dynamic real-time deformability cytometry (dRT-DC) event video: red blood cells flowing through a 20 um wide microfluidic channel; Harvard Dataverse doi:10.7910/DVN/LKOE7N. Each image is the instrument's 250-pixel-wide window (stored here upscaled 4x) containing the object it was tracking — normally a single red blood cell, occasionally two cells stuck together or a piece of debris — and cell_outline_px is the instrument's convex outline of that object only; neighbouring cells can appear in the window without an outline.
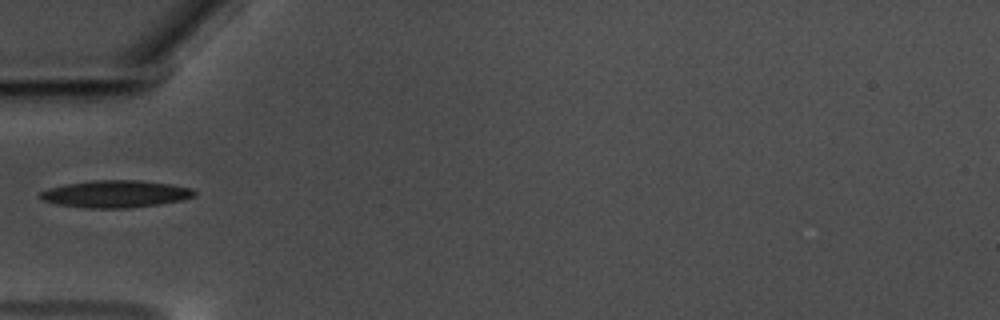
{"species": "common noctule bat (a hibernating species)", "species_latin": "Nyctalus noctula", "temperature_condition": "warm", "stored_images_in_passage": 39, "camera_frame_rate_fps": 3000, "um_per_image_px": 0.085, "animal": {"sex": "male", "body_mass_g": 17.5, "forearm_length_mm": 52.3}, "frame": {"image": 1, "passage_image": 1, "time_ms": 0.0, "image_size_px": [1000, 320], "cell_outline_px": [[196, 196], [180, 200], [156, 204], [128, 208], [84, 208], [56, 204], [44, 200], [40, 196], [40, 192], [48, 188], [64, 184], [92, 180], [140, 180], [168, 184], [192, 188], [196, 192]], "centroid_in_image_um": [9.8, 16.48], "position_along_channel_um": 75.2, "area_um2": 24.33}}
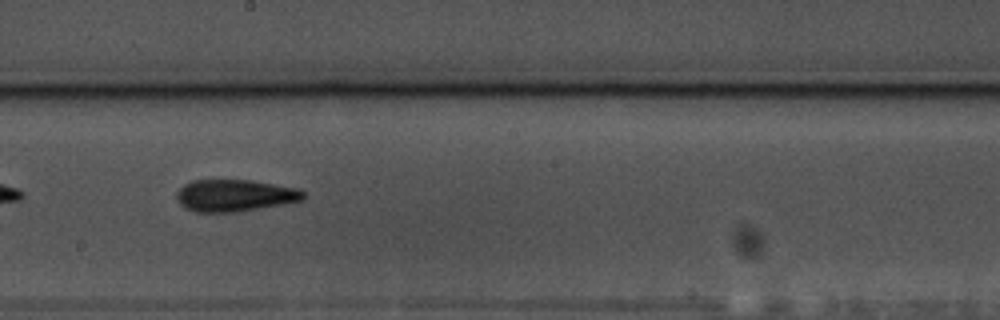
{"frame": {"image": 2, "passage_image": 14, "time_ms": 4.333, "image_size_px": [1000, 320], "cell_outline_px": [[308, 196], [304, 200], [284, 204], [236, 212], [196, 212], [184, 208], [180, 204], [176, 196], [176, 192], [184, 184], [192, 180], [248, 180], [296, 188], [304, 192]], "centroid_in_image_um": [19.95, 16.62], "position_along_channel_um": 228.3, "area_um2": 23.64}}
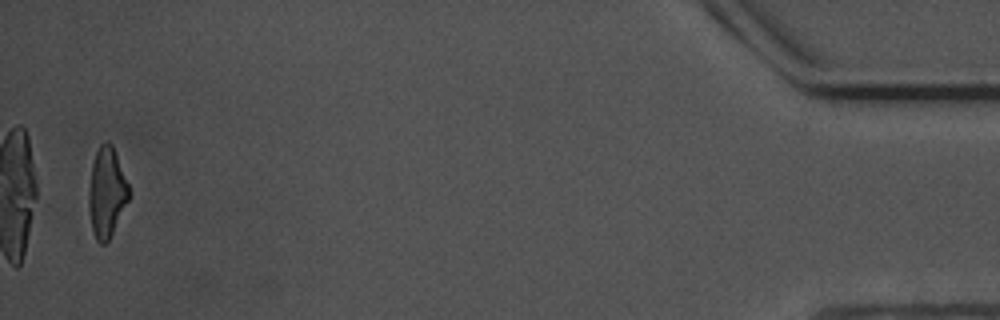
{"frame": {"image": 3, "passage_image": 38, "time_ms": 12.333, "image_size_px": [1000, 320], "cell_outline_px": [[128, 200], [108, 240], [104, 244], [100, 244], [96, 240], [92, 228], [88, 208], [88, 192], [92, 164], [96, 152], [100, 144], [108, 140], [112, 144], [128, 184]], "centroid_in_image_um": [9.04, 16.33], "position_along_channel_um": 426.2, "area_um2": 20.63}}